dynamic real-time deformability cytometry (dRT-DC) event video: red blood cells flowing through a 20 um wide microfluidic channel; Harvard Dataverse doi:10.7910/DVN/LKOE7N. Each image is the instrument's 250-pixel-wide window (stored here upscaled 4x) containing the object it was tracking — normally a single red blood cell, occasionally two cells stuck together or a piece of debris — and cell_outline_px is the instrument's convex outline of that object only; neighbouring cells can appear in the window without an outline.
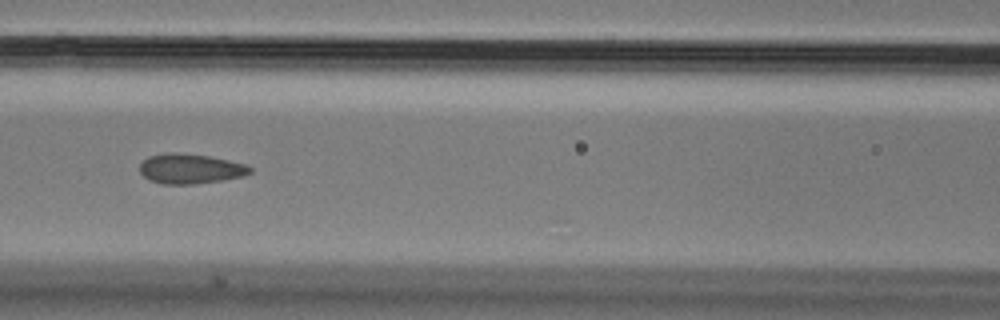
{"species": "Egyptian fruit bat (a non-hibernating species)", "species_latin": "Rousettus aegyptiacus", "temperature_condition": "cold", "stored_images_in_passage": 53, "camera_frame_rate_fps": 3000, "um_per_image_px": 0.085, "animal": {"sex": "male"}, "frame": {"image": 1, "passage_image": 23, "time_ms": 7.333, "image_size_px": [1000, 320], "cell_outline_px": [[252, 172], [244, 176], [224, 180], [192, 184], [164, 184], [148, 180], [140, 172], [140, 164], [148, 156], [168, 152], [176, 152], [208, 156], [248, 164], [252, 168]], "centroid_in_image_um": [16.2, 14.34], "position_along_channel_um": 150.4, "area_um2": 19.36}, "authors_computed_cell_mechanics": {"area_um2": 19.5364, "velocity_mm_per_s": 3.6505, "shape_relaxation_time_tau1_ms": null, "shape_relaxation_time_tau2_ms": 1.2577, "deformation_change_tau1": null, "deformation_change_tau2": 0.0612}}